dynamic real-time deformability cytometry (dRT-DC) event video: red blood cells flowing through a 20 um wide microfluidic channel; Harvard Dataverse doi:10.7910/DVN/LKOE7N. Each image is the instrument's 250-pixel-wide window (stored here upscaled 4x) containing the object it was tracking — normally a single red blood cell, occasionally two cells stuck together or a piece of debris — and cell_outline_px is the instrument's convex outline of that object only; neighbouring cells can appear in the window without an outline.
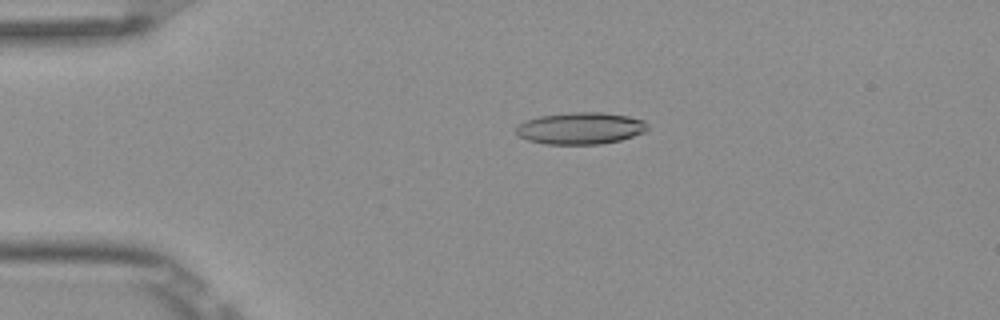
{"species": "Egyptian fruit bat (a non-hibernating species)", "species_latin": "Rousettus aegyptiacus", "temperature_condition": "room temperature", "stored_images_in_passage": 4, "camera_frame_rate_fps": 3000, "um_per_image_px": 0.085, "frame": {"image": 1, "passage_image": 3, "time_ms": 0.667, "image_size_px": [1000, 320], "cell_outline_px": [[648, 128], [644, 132], [620, 140], [600, 144], [544, 144], [528, 140], [516, 136], [516, 128], [520, 124], [528, 120], [540, 116], [572, 112], [604, 112], [628, 116], [644, 120], [648, 124]], "centroid_in_image_um": [49.35, 10.9], "position_along_channel_um": 35.7, "area_um2": 24.39}}